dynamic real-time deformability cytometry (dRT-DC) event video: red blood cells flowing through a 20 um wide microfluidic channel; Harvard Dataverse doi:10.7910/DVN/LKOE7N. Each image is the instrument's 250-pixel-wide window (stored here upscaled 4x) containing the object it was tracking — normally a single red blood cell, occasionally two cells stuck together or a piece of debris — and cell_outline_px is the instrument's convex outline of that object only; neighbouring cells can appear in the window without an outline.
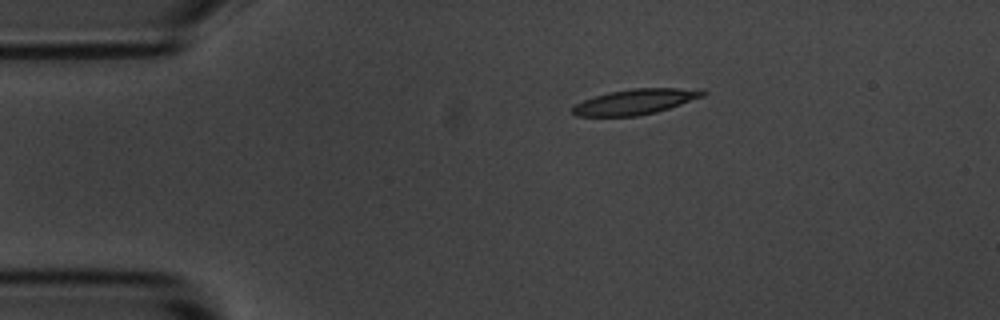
{"species": "common noctule bat (a hibernating species)", "species_latin": "Nyctalus noctula", "temperature_condition": "room temperature", "stored_images_in_passage": 4, "camera_frame_rate_fps": 3000, "um_per_image_px": 0.085, "animal": {"sex": "male", "body_mass_g": 20.1, "forearm_length_mm": 53.5}, "frame": {"image": 1, "passage_image": 1, "time_ms": 0.0, "image_size_px": [1000, 320], "cell_outline_px": [[708, 92], [704, 96], [656, 112], [636, 116], [576, 116], [572, 112], [572, 108], [576, 104], [592, 96], [608, 92], [632, 88], [704, 88]], "centroid_in_image_um": [54.03, 8.63], "position_along_channel_um": 31.0, "area_um2": 19.36}}
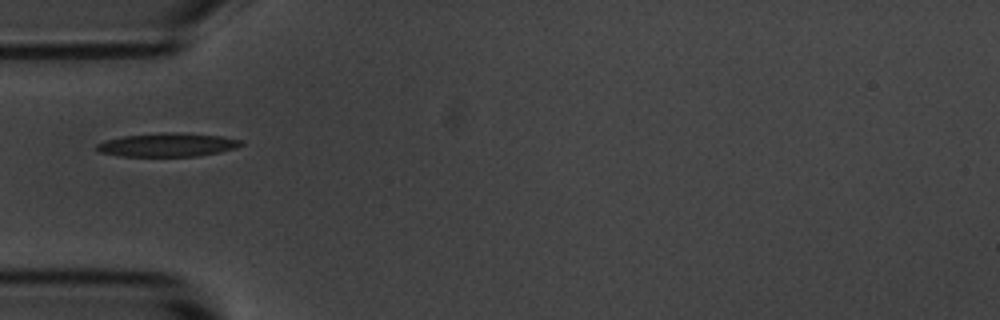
{"frame": {"image": 2, "passage_image": 3, "time_ms": 2.333, "image_size_px": [1000, 320], "cell_outline_px": [[244, 144], [236, 148], [220, 152], [196, 156], [120, 156], [100, 152], [96, 148], [96, 144], [104, 140], [124, 136], [160, 132], [172, 132], [220, 136], [244, 140]], "centroid_in_image_um": [14.25, 12.31], "position_along_channel_um": 70.8, "area_um2": 19.88}}